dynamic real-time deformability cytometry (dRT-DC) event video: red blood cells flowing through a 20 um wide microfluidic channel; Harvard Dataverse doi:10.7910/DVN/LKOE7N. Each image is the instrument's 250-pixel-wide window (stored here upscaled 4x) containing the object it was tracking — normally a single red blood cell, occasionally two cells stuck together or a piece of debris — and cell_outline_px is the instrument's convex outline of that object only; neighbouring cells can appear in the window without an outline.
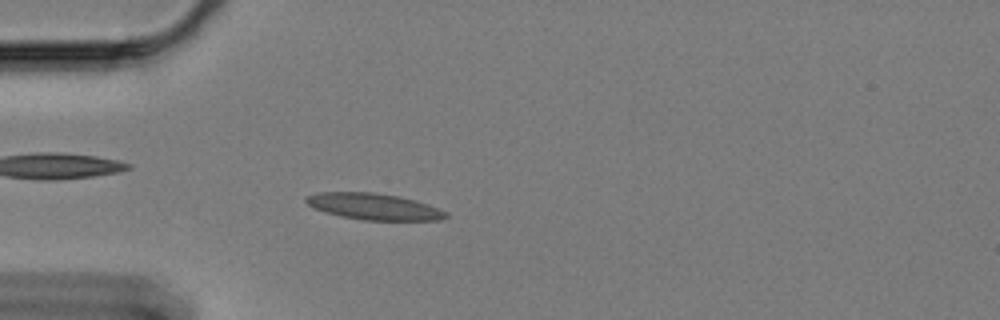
{"species": "Egyptian fruit bat (a non-hibernating species)", "species_latin": "Rousettus aegyptiacus", "temperature_condition": "cold", "stored_images_in_passage": 59, "camera_frame_rate_fps": 3000, "um_per_image_px": 0.085, "animal": {"sex": "female"}, "frame": {"image": 1, "passage_image": 16, "time_ms": 5.0, "image_size_px": [1000, 320], "cell_outline_px": [[448, 216], [440, 220], [364, 220], [340, 216], [324, 212], [312, 208], [304, 200], [304, 196], [316, 192], [372, 192], [400, 196], [448, 212]], "centroid_in_image_um": [31.68, 17.55], "position_along_channel_um": 53.3, "area_um2": 21.44}}
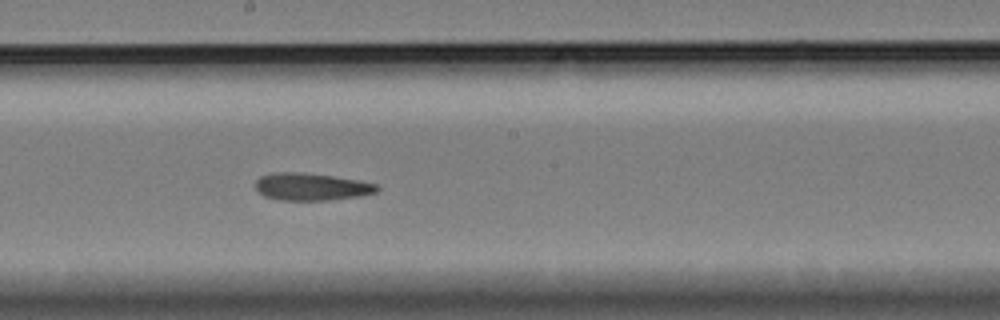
{"frame": {"image": 2, "passage_image": 32, "time_ms": 10.333, "image_size_px": [1000, 320], "cell_outline_px": [[380, 188], [376, 192], [360, 196], [332, 200], [280, 200], [264, 196], [256, 188], [256, 180], [260, 176], [276, 172], [296, 172], [332, 176], [360, 180], [380, 184]], "centroid_in_image_um": [26.51, 15.88], "position_along_channel_um": 221.7, "area_um2": 19.42}}
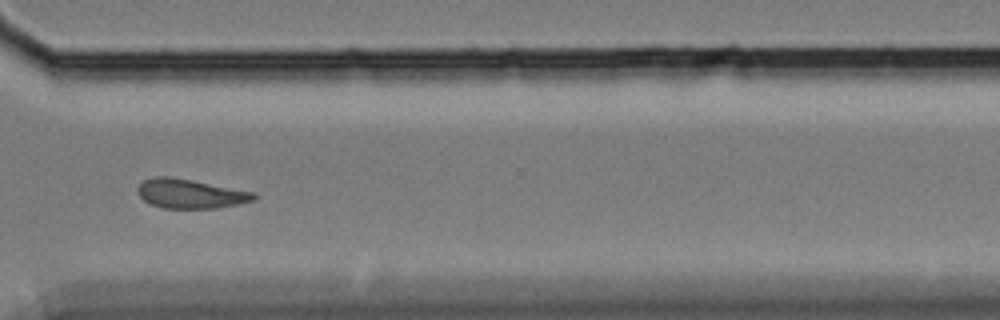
{"frame": {"image": 3, "passage_image": 44, "time_ms": 14.333, "image_size_px": [1000, 320], "cell_outline_px": [[256, 200], [240, 204], [216, 208], [164, 208], [152, 204], [144, 200], [140, 196], [136, 188], [144, 180], [156, 176], [168, 176], [256, 192]], "centroid_in_image_um": [16.21, 16.47], "position_along_channel_um": 354.4, "area_um2": 19.71}, "authors_computed_cell_mechanics": {"area_um2": 19.8832, "velocity_mm_per_s": 3.3276, "shape_relaxation_time_tau1_ms": null, "shape_relaxation_time_tau2_ms": 11.3235, "deformation_change_tau1": null, "deformation_change_tau2": 0.1948}}